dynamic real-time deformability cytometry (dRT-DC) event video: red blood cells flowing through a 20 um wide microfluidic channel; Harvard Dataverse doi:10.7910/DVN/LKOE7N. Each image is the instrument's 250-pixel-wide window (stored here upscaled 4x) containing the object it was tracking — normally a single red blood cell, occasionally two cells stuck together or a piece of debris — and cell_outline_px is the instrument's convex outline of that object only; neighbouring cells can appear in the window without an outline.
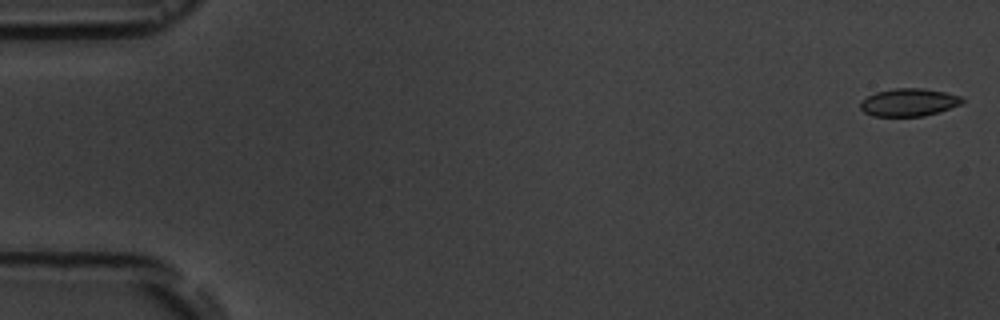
{"species": "common noctule bat (a hibernating species)", "species_latin": "Nyctalus noctula", "temperature_condition": "room temperature", "stored_images_in_passage": 9, "camera_frame_rate_fps": 3000, "um_per_image_px": 0.085, "animal": {"sex": "male", "body_mass_g": 19.5, "forearm_length_mm": 54.6}, "frame": {"image": 1, "passage_image": 1, "time_ms": 0.0, "image_size_px": [1000, 320], "cell_outline_px": [[964, 100], [960, 104], [940, 112], [924, 116], [872, 116], [864, 112], [860, 108], [860, 104], [868, 96], [876, 92], [896, 88], [924, 88], [944, 92], [960, 96]], "centroid_in_image_um": [77.25, 8.7], "position_along_channel_um": 7.7, "area_um2": 16.36}}
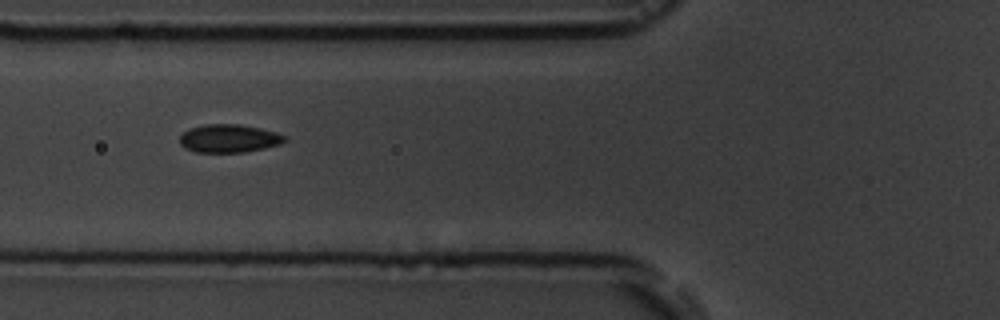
{"frame": {"image": 2, "passage_image": 7, "time_ms": 6.667, "image_size_px": [1000, 320], "cell_outline_px": [[288, 140], [280, 144], [264, 148], [244, 152], [196, 152], [184, 148], [180, 144], [180, 136], [188, 128], [204, 124], [240, 124], [260, 128], [276, 132], [288, 136]], "centroid_in_image_um": [19.48, 11.76], "position_along_channel_um": 106.3, "area_um2": 17.4}}
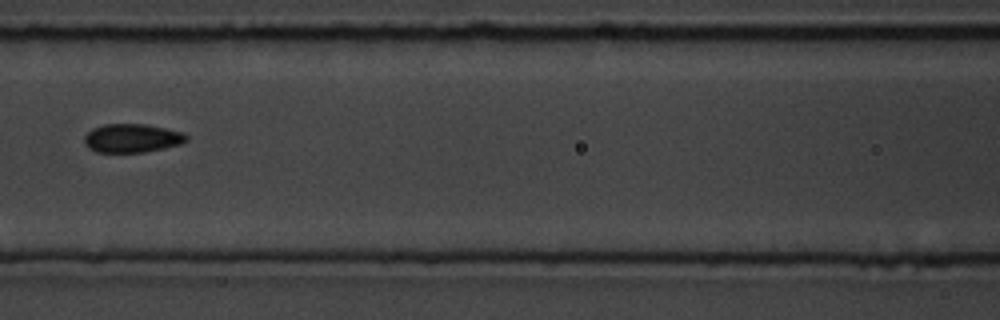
{"frame": {"image": 3, "passage_image": 8, "time_ms": 8.0, "image_size_px": [1000, 320], "cell_outline_px": [[188, 140], [180, 144], [164, 148], [144, 152], [96, 152], [88, 148], [84, 144], [84, 136], [92, 128], [104, 124], [148, 124], [184, 132], [188, 136]], "centroid_in_image_um": [11.22, 11.74], "position_along_channel_um": 155.4, "area_um2": 17.22}}